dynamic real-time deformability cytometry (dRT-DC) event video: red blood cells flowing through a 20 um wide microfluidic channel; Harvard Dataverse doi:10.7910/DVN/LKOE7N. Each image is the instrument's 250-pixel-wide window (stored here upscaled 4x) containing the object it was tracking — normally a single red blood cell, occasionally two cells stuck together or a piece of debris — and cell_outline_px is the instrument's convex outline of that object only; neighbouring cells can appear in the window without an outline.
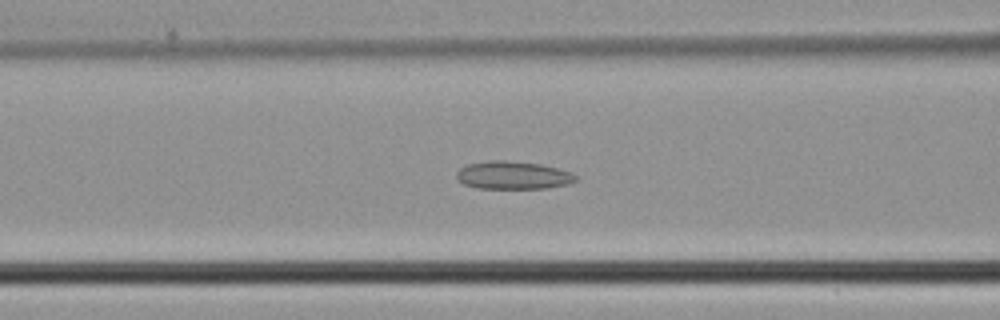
{"species": "common noctule bat (a hibernating species)", "species_latin": "Nyctalus noctula", "temperature_condition": "cold", "stored_images_in_passage": 44, "camera_frame_rate_fps": 3000, "um_per_image_px": 0.085, "animal": {"sex": "male", "body_mass_g": 21.5, "forearm_length_mm": 52.0}, "frame": {"image": 1, "passage_image": 17, "time_ms": 5.333, "image_size_px": [1000, 320], "cell_outline_px": [[580, 180], [568, 184], [548, 188], [476, 188], [464, 184], [456, 176], [456, 172], [460, 168], [468, 164], [488, 160], [504, 160], [540, 164], [572, 172], [580, 176]], "centroid_in_image_um": [43.66, 14.89], "position_along_channel_um": 122.9, "area_um2": 19.54}}
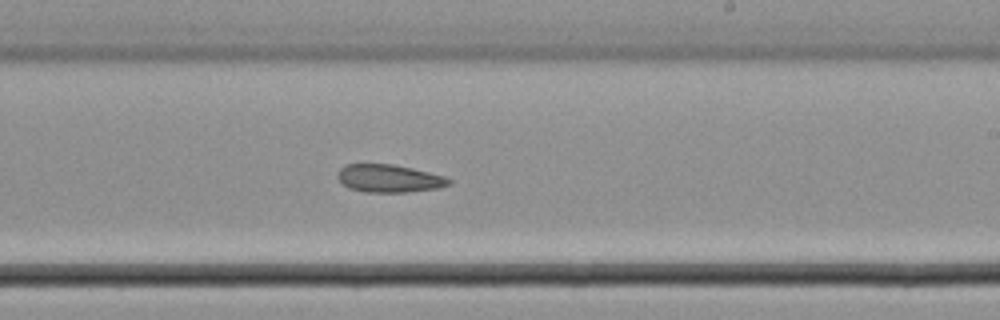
{"frame": {"image": 2, "passage_image": 26, "time_ms": 8.333, "image_size_px": [1000, 320], "cell_outline_px": [[452, 184], [440, 188], [408, 192], [364, 192], [348, 188], [336, 176], [336, 172], [344, 164], [392, 164], [412, 168], [444, 176], [452, 180]], "centroid_in_image_um": [33.07, 15.17], "position_along_channel_um": 255.9, "area_um2": 18.21}}
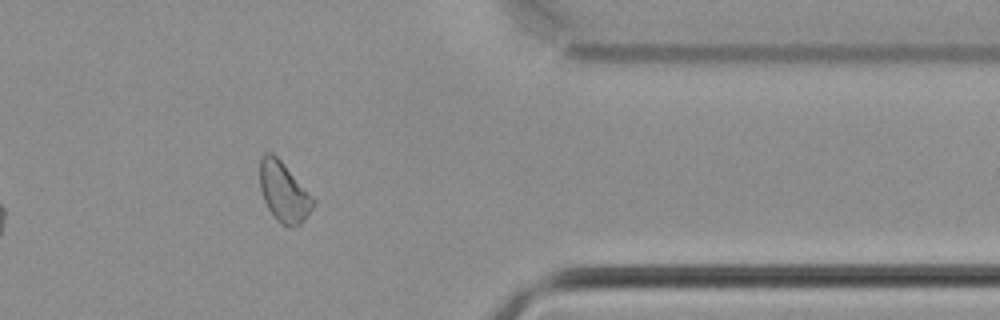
{"frame": {"image": 3, "passage_image": 36, "time_ms": 11.667, "image_size_px": [1000, 320], "cell_outline_px": [[316, 200], [312, 208], [304, 220], [300, 224], [288, 228], [280, 224], [276, 220], [268, 208], [264, 200], [260, 188], [260, 156], [264, 152], [272, 152], [284, 164]], "centroid_in_image_um": [24.11, 16.32], "position_along_channel_um": 387.3, "area_um2": 18.61}}